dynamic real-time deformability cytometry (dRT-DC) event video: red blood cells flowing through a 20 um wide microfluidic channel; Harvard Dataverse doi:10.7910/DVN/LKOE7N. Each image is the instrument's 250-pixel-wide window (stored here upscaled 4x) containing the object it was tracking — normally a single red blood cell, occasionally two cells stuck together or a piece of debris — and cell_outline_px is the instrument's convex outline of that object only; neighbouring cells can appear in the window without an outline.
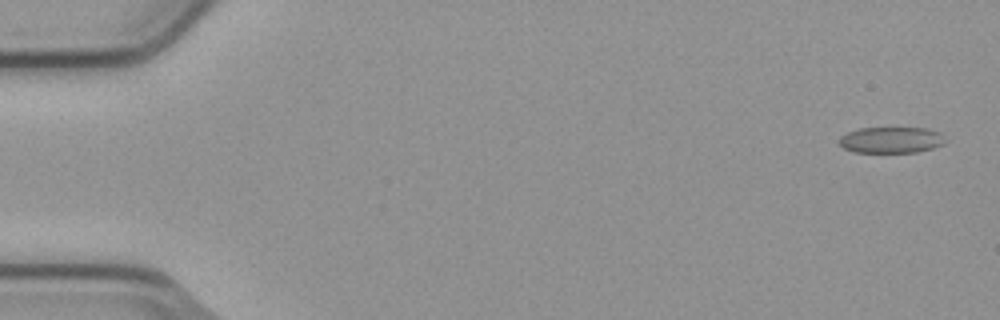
{"species": "common noctule bat (a hibernating species)", "species_latin": "Nyctalus noctula", "temperature_condition": "cold", "stored_images_in_passage": 5, "camera_frame_rate_fps": 3000, "um_per_image_px": 0.085, "animal": {"sex": "male", "body_mass_g": 23.1, "forearm_length_mm": 52.7}, "frame": {"image": 1, "passage_image": 1, "time_ms": 0.0, "image_size_px": [1000, 320], "cell_outline_px": [[944, 144], [932, 148], [916, 152], [852, 152], [844, 148], [840, 144], [840, 136], [848, 132], [860, 128], [928, 128], [940, 132]], "centroid_in_image_um": [75.73, 11.89], "position_along_channel_um": 9.3, "area_um2": 16.01}}